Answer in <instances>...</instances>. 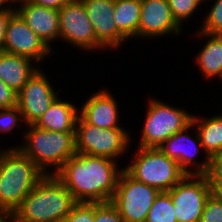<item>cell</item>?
<instances>
[{"instance_id":"603a6c76","label":"cell","mask_w":222,"mask_h":222,"mask_svg":"<svg viewBox=\"0 0 222 222\" xmlns=\"http://www.w3.org/2000/svg\"><path fill=\"white\" fill-rule=\"evenodd\" d=\"M145 222H177L174 204L167 191L157 195Z\"/></svg>"},{"instance_id":"1f68e13d","label":"cell","mask_w":222,"mask_h":222,"mask_svg":"<svg viewBox=\"0 0 222 222\" xmlns=\"http://www.w3.org/2000/svg\"><path fill=\"white\" fill-rule=\"evenodd\" d=\"M16 10H0V52L3 51L8 21Z\"/></svg>"},{"instance_id":"6da1fadb","label":"cell","mask_w":222,"mask_h":222,"mask_svg":"<svg viewBox=\"0 0 222 222\" xmlns=\"http://www.w3.org/2000/svg\"><path fill=\"white\" fill-rule=\"evenodd\" d=\"M115 162L106 157L76 153L55 176L77 202H111L121 173Z\"/></svg>"},{"instance_id":"d4e9b609","label":"cell","mask_w":222,"mask_h":222,"mask_svg":"<svg viewBox=\"0 0 222 222\" xmlns=\"http://www.w3.org/2000/svg\"><path fill=\"white\" fill-rule=\"evenodd\" d=\"M211 7L200 32L222 35V0H216Z\"/></svg>"},{"instance_id":"9c48e42d","label":"cell","mask_w":222,"mask_h":222,"mask_svg":"<svg viewBox=\"0 0 222 222\" xmlns=\"http://www.w3.org/2000/svg\"><path fill=\"white\" fill-rule=\"evenodd\" d=\"M167 192L173 201L177 222H200L211 194L207 175L187 174Z\"/></svg>"},{"instance_id":"d590c367","label":"cell","mask_w":222,"mask_h":222,"mask_svg":"<svg viewBox=\"0 0 222 222\" xmlns=\"http://www.w3.org/2000/svg\"><path fill=\"white\" fill-rule=\"evenodd\" d=\"M11 0H0V10H16V9H12L11 5L9 6H4L6 5L5 3H9ZM4 6V7H3ZM2 7V8H1Z\"/></svg>"},{"instance_id":"4316f807","label":"cell","mask_w":222,"mask_h":222,"mask_svg":"<svg viewBox=\"0 0 222 222\" xmlns=\"http://www.w3.org/2000/svg\"><path fill=\"white\" fill-rule=\"evenodd\" d=\"M64 222H94V203L77 202Z\"/></svg>"},{"instance_id":"d6986e66","label":"cell","mask_w":222,"mask_h":222,"mask_svg":"<svg viewBox=\"0 0 222 222\" xmlns=\"http://www.w3.org/2000/svg\"><path fill=\"white\" fill-rule=\"evenodd\" d=\"M79 114L74 104L57 97L35 126L55 132H75Z\"/></svg>"},{"instance_id":"ba28073f","label":"cell","mask_w":222,"mask_h":222,"mask_svg":"<svg viewBox=\"0 0 222 222\" xmlns=\"http://www.w3.org/2000/svg\"><path fill=\"white\" fill-rule=\"evenodd\" d=\"M121 170L111 203L116 207L124 222H145L160 192L137 181L124 169Z\"/></svg>"},{"instance_id":"7402d4cb","label":"cell","mask_w":222,"mask_h":222,"mask_svg":"<svg viewBox=\"0 0 222 222\" xmlns=\"http://www.w3.org/2000/svg\"><path fill=\"white\" fill-rule=\"evenodd\" d=\"M191 122L198 129L197 133L200 142L207 154L205 156L211 159L216 154H219L222 151V115H214L212 118H202V120L200 117L198 119V117L192 116Z\"/></svg>"},{"instance_id":"5b68a950","label":"cell","mask_w":222,"mask_h":222,"mask_svg":"<svg viewBox=\"0 0 222 222\" xmlns=\"http://www.w3.org/2000/svg\"><path fill=\"white\" fill-rule=\"evenodd\" d=\"M135 154L132 164L123 169L137 181L159 192L169 191L187 175L175 160L159 148L138 147Z\"/></svg>"},{"instance_id":"30bf717a","label":"cell","mask_w":222,"mask_h":222,"mask_svg":"<svg viewBox=\"0 0 222 222\" xmlns=\"http://www.w3.org/2000/svg\"><path fill=\"white\" fill-rule=\"evenodd\" d=\"M59 38L80 49L102 48L81 0H72L58 10Z\"/></svg>"},{"instance_id":"ac0fdd59","label":"cell","mask_w":222,"mask_h":222,"mask_svg":"<svg viewBox=\"0 0 222 222\" xmlns=\"http://www.w3.org/2000/svg\"><path fill=\"white\" fill-rule=\"evenodd\" d=\"M31 61L33 60L28 57L1 51L0 79L18 93L38 70L32 66Z\"/></svg>"},{"instance_id":"cb8c5ba5","label":"cell","mask_w":222,"mask_h":222,"mask_svg":"<svg viewBox=\"0 0 222 222\" xmlns=\"http://www.w3.org/2000/svg\"><path fill=\"white\" fill-rule=\"evenodd\" d=\"M201 1L203 0H168L172 15L180 26L183 20L192 16Z\"/></svg>"},{"instance_id":"52a82bcc","label":"cell","mask_w":222,"mask_h":222,"mask_svg":"<svg viewBox=\"0 0 222 222\" xmlns=\"http://www.w3.org/2000/svg\"><path fill=\"white\" fill-rule=\"evenodd\" d=\"M76 153L115 160L129 147L130 136L123 128L105 129L87 123L80 115L75 129Z\"/></svg>"},{"instance_id":"9a60e30c","label":"cell","mask_w":222,"mask_h":222,"mask_svg":"<svg viewBox=\"0 0 222 222\" xmlns=\"http://www.w3.org/2000/svg\"><path fill=\"white\" fill-rule=\"evenodd\" d=\"M93 25L96 41L102 47L115 48L126 38L117 30L114 21L115 0H81Z\"/></svg>"},{"instance_id":"7c38bea8","label":"cell","mask_w":222,"mask_h":222,"mask_svg":"<svg viewBox=\"0 0 222 222\" xmlns=\"http://www.w3.org/2000/svg\"><path fill=\"white\" fill-rule=\"evenodd\" d=\"M51 50L17 12L10 17L3 51L28 57L36 62H43Z\"/></svg>"},{"instance_id":"f1b7e54d","label":"cell","mask_w":222,"mask_h":222,"mask_svg":"<svg viewBox=\"0 0 222 222\" xmlns=\"http://www.w3.org/2000/svg\"><path fill=\"white\" fill-rule=\"evenodd\" d=\"M200 222H222V202L211 194L205 202Z\"/></svg>"},{"instance_id":"d6a6232c","label":"cell","mask_w":222,"mask_h":222,"mask_svg":"<svg viewBox=\"0 0 222 222\" xmlns=\"http://www.w3.org/2000/svg\"><path fill=\"white\" fill-rule=\"evenodd\" d=\"M72 0H31L36 5L59 10Z\"/></svg>"},{"instance_id":"8d00e7d4","label":"cell","mask_w":222,"mask_h":222,"mask_svg":"<svg viewBox=\"0 0 222 222\" xmlns=\"http://www.w3.org/2000/svg\"><path fill=\"white\" fill-rule=\"evenodd\" d=\"M11 2H13V4H14V2H21L22 4H24V3H28V2H31V0H11Z\"/></svg>"},{"instance_id":"2e32d148","label":"cell","mask_w":222,"mask_h":222,"mask_svg":"<svg viewBox=\"0 0 222 222\" xmlns=\"http://www.w3.org/2000/svg\"><path fill=\"white\" fill-rule=\"evenodd\" d=\"M16 12L42 41L51 48L52 40L59 37L58 10L28 2L16 8Z\"/></svg>"},{"instance_id":"484cf974","label":"cell","mask_w":222,"mask_h":222,"mask_svg":"<svg viewBox=\"0 0 222 222\" xmlns=\"http://www.w3.org/2000/svg\"><path fill=\"white\" fill-rule=\"evenodd\" d=\"M94 222H124L111 202L94 203Z\"/></svg>"},{"instance_id":"ffe728a7","label":"cell","mask_w":222,"mask_h":222,"mask_svg":"<svg viewBox=\"0 0 222 222\" xmlns=\"http://www.w3.org/2000/svg\"><path fill=\"white\" fill-rule=\"evenodd\" d=\"M200 36H206L207 40L201 52L197 55V62L201 72L205 77L222 78V35L200 32Z\"/></svg>"},{"instance_id":"e0dca14e","label":"cell","mask_w":222,"mask_h":222,"mask_svg":"<svg viewBox=\"0 0 222 222\" xmlns=\"http://www.w3.org/2000/svg\"><path fill=\"white\" fill-rule=\"evenodd\" d=\"M80 110L79 115L91 125L105 129L121 128L117 124L119 122L117 102L107 90L93 94Z\"/></svg>"},{"instance_id":"4dcf8cb0","label":"cell","mask_w":222,"mask_h":222,"mask_svg":"<svg viewBox=\"0 0 222 222\" xmlns=\"http://www.w3.org/2000/svg\"><path fill=\"white\" fill-rule=\"evenodd\" d=\"M208 179H222V151L210 159Z\"/></svg>"},{"instance_id":"f546056e","label":"cell","mask_w":222,"mask_h":222,"mask_svg":"<svg viewBox=\"0 0 222 222\" xmlns=\"http://www.w3.org/2000/svg\"><path fill=\"white\" fill-rule=\"evenodd\" d=\"M17 106V92L0 79V109Z\"/></svg>"},{"instance_id":"8992f818","label":"cell","mask_w":222,"mask_h":222,"mask_svg":"<svg viewBox=\"0 0 222 222\" xmlns=\"http://www.w3.org/2000/svg\"><path fill=\"white\" fill-rule=\"evenodd\" d=\"M147 108L138 147L158 148L169 137L186 128L192 121V114L159 100H151Z\"/></svg>"},{"instance_id":"4fadbf2b","label":"cell","mask_w":222,"mask_h":222,"mask_svg":"<svg viewBox=\"0 0 222 222\" xmlns=\"http://www.w3.org/2000/svg\"><path fill=\"white\" fill-rule=\"evenodd\" d=\"M192 127H194V125L191 122L186 128H184L183 130L179 132H176L174 135L169 137L158 148L169 158L175 160L178 163L179 167L186 174L206 175L210 168V158L207 157L205 161H203L200 164H198L199 162L196 163L194 160V156L200 153L199 152L200 148L203 150V146L200 142L198 133H196L197 135L195 136L196 140L190 137V135H188L187 133L185 134V132H187L188 129H191ZM185 141L186 142L188 141L189 143L188 142L187 143L189 145L190 143H192L191 145L193 146L185 147V145H187ZM191 147H193L194 149ZM191 149H193V151ZM189 165H193V166L195 165L194 168H196V166L197 168L195 169V171L192 172L191 170L187 169Z\"/></svg>"},{"instance_id":"836d02e7","label":"cell","mask_w":222,"mask_h":222,"mask_svg":"<svg viewBox=\"0 0 222 222\" xmlns=\"http://www.w3.org/2000/svg\"><path fill=\"white\" fill-rule=\"evenodd\" d=\"M211 195L222 202V179H209Z\"/></svg>"},{"instance_id":"e575fe53","label":"cell","mask_w":222,"mask_h":222,"mask_svg":"<svg viewBox=\"0 0 222 222\" xmlns=\"http://www.w3.org/2000/svg\"><path fill=\"white\" fill-rule=\"evenodd\" d=\"M13 220L14 211L7 208H0V222H13Z\"/></svg>"},{"instance_id":"3957f363","label":"cell","mask_w":222,"mask_h":222,"mask_svg":"<svg viewBox=\"0 0 222 222\" xmlns=\"http://www.w3.org/2000/svg\"><path fill=\"white\" fill-rule=\"evenodd\" d=\"M45 176L18 148L0 152V208L12 211Z\"/></svg>"},{"instance_id":"44dd1931","label":"cell","mask_w":222,"mask_h":222,"mask_svg":"<svg viewBox=\"0 0 222 222\" xmlns=\"http://www.w3.org/2000/svg\"><path fill=\"white\" fill-rule=\"evenodd\" d=\"M114 21L117 30L126 38H139L141 0H115Z\"/></svg>"},{"instance_id":"8fae6325","label":"cell","mask_w":222,"mask_h":222,"mask_svg":"<svg viewBox=\"0 0 222 222\" xmlns=\"http://www.w3.org/2000/svg\"><path fill=\"white\" fill-rule=\"evenodd\" d=\"M50 81L41 70H37L17 93V107L26 125H35L58 97Z\"/></svg>"},{"instance_id":"5bb4252c","label":"cell","mask_w":222,"mask_h":222,"mask_svg":"<svg viewBox=\"0 0 222 222\" xmlns=\"http://www.w3.org/2000/svg\"><path fill=\"white\" fill-rule=\"evenodd\" d=\"M168 0H141L139 37L151 38L180 33Z\"/></svg>"},{"instance_id":"277c9868","label":"cell","mask_w":222,"mask_h":222,"mask_svg":"<svg viewBox=\"0 0 222 222\" xmlns=\"http://www.w3.org/2000/svg\"><path fill=\"white\" fill-rule=\"evenodd\" d=\"M29 131L25 132L26 143L19 146V150L29 157L45 174L47 167L55 166V175L64 163L76 154L75 132H55L40 129L35 125H29Z\"/></svg>"},{"instance_id":"7a4b0ae2","label":"cell","mask_w":222,"mask_h":222,"mask_svg":"<svg viewBox=\"0 0 222 222\" xmlns=\"http://www.w3.org/2000/svg\"><path fill=\"white\" fill-rule=\"evenodd\" d=\"M77 203L65 185L45 175L14 211L15 222H64Z\"/></svg>"},{"instance_id":"83f0119b","label":"cell","mask_w":222,"mask_h":222,"mask_svg":"<svg viewBox=\"0 0 222 222\" xmlns=\"http://www.w3.org/2000/svg\"><path fill=\"white\" fill-rule=\"evenodd\" d=\"M23 121L22 113L20 109L15 106L8 109H0V132H9L18 125L19 121Z\"/></svg>"}]
</instances>
